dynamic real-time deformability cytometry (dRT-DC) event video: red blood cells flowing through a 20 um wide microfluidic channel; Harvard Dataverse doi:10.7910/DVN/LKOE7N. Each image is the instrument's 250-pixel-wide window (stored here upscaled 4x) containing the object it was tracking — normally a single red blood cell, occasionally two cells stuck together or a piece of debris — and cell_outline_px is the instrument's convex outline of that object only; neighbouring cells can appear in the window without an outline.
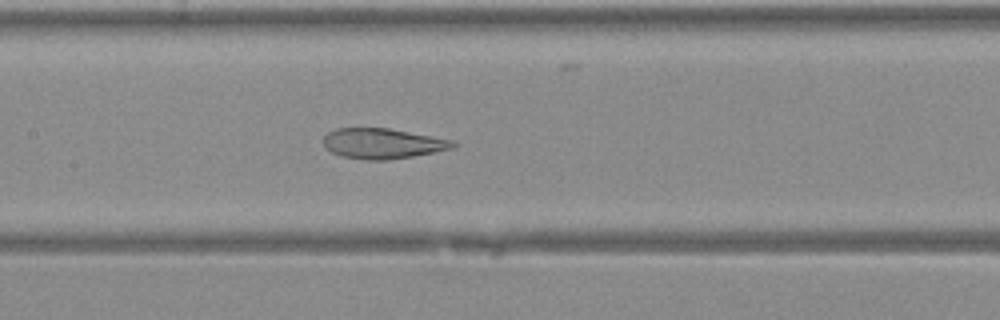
{"species": "Egyptian fruit bat (a non-hibernating species)", "species_latin": "Rousettus aegyptiacus", "temperature_condition": "warm", "stored_images_in_passage": 26, "camera_frame_rate_fps": 3000, "um_per_image_px": 0.085, "animal": {"sex": "female"}, "frame": {"image": 1, "passage_image": 10, "time_ms": 3.0, "image_size_px": [1000, 320], "cell_outline_px": [[456, 144], [452, 148], [412, 156], [388, 160], [368, 160], [340, 156], [324, 148], [324, 136], [328, 132], [336, 128], [388, 128], [452, 140]], "centroid_in_image_um": [32.46, 12.2], "position_along_channel_um": 174.9, "area_um2": 22.66}}
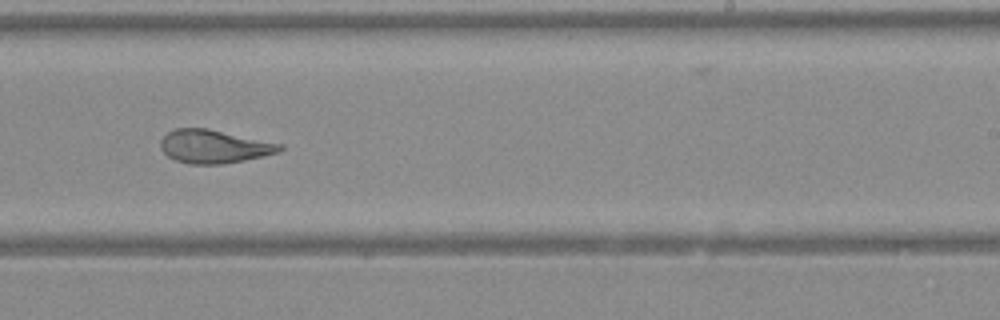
{"frame": {"image": 2, "passage_image": 16, "time_ms": 5.0, "image_size_px": [1000, 320], "cell_outline_px": [[284, 148], [280, 152], [264, 156], [244, 160], [220, 164], [188, 164], [176, 160], [168, 156], [160, 148], [160, 140], [168, 132], [176, 128], [208, 128], [284, 144]], "centroid_in_image_um": [18.22, 12.45], "position_along_channel_um": 270.8, "area_um2": 23.29}}
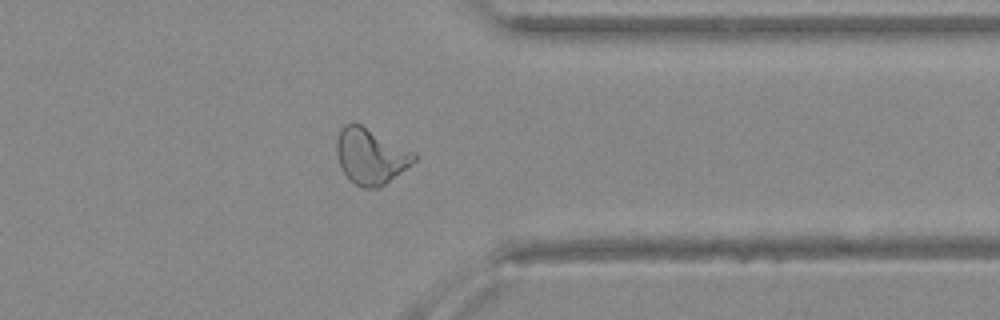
{"frame": {"image": 3, "passage_image": 23, "time_ms": 7.333, "image_size_px": [1000, 320], "cell_outline_px": [[416, 160], [380, 188], [364, 188], [356, 184], [344, 172], [340, 164], [336, 152], [336, 140], [340, 128], [344, 124], [360, 124], [416, 152]], "centroid_in_image_um": [31.51, 13.27], "position_along_channel_um": 379.9, "area_um2": 24.91}}